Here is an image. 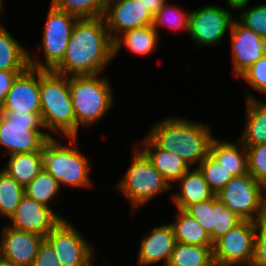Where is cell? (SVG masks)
Instances as JSON below:
<instances>
[{"label": "cell", "instance_id": "obj_10", "mask_svg": "<svg viewBox=\"0 0 266 266\" xmlns=\"http://www.w3.org/2000/svg\"><path fill=\"white\" fill-rule=\"evenodd\" d=\"M258 222L242 220L213 243V259L219 266H250Z\"/></svg>", "mask_w": 266, "mask_h": 266}, {"label": "cell", "instance_id": "obj_22", "mask_svg": "<svg viewBox=\"0 0 266 266\" xmlns=\"http://www.w3.org/2000/svg\"><path fill=\"white\" fill-rule=\"evenodd\" d=\"M246 98V124L239 140L246 148L266 144V101L255 99L250 94Z\"/></svg>", "mask_w": 266, "mask_h": 266}, {"label": "cell", "instance_id": "obj_47", "mask_svg": "<svg viewBox=\"0 0 266 266\" xmlns=\"http://www.w3.org/2000/svg\"><path fill=\"white\" fill-rule=\"evenodd\" d=\"M3 259L2 258V246H1V242H0V260Z\"/></svg>", "mask_w": 266, "mask_h": 266}, {"label": "cell", "instance_id": "obj_24", "mask_svg": "<svg viewBox=\"0 0 266 266\" xmlns=\"http://www.w3.org/2000/svg\"><path fill=\"white\" fill-rule=\"evenodd\" d=\"M6 165L3 170L25 188L44 168L43 152L10 155V159Z\"/></svg>", "mask_w": 266, "mask_h": 266}, {"label": "cell", "instance_id": "obj_15", "mask_svg": "<svg viewBox=\"0 0 266 266\" xmlns=\"http://www.w3.org/2000/svg\"><path fill=\"white\" fill-rule=\"evenodd\" d=\"M63 219L51 207L24 195L9 219L11 228L46 237Z\"/></svg>", "mask_w": 266, "mask_h": 266}, {"label": "cell", "instance_id": "obj_25", "mask_svg": "<svg viewBox=\"0 0 266 266\" xmlns=\"http://www.w3.org/2000/svg\"><path fill=\"white\" fill-rule=\"evenodd\" d=\"M29 67V53L0 22V70L25 71Z\"/></svg>", "mask_w": 266, "mask_h": 266}, {"label": "cell", "instance_id": "obj_32", "mask_svg": "<svg viewBox=\"0 0 266 266\" xmlns=\"http://www.w3.org/2000/svg\"><path fill=\"white\" fill-rule=\"evenodd\" d=\"M215 195L234 177L208 154L197 167Z\"/></svg>", "mask_w": 266, "mask_h": 266}, {"label": "cell", "instance_id": "obj_26", "mask_svg": "<svg viewBox=\"0 0 266 266\" xmlns=\"http://www.w3.org/2000/svg\"><path fill=\"white\" fill-rule=\"evenodd\" d=\"M176 220L170 222L177 242L213 247V242L199 223L184 210L177 209Z\"/></svg>", "mask_w": 266, "mask_h": 266}, {"label": "cell", "instance_id": "obj_23", "mask_svg": "<svg viewBox=\"0 0 266 266\" xmlns=\"http://www.w3.org/2000/svg\"><path fill=\"white\" fill-rule=\"evenodd\" d=\"M121 34L113 40V57L120 51L122 44L136 55H148L158 45L159 33L152 25L130 29Z\"/></svg>", "mask_w": 266, "mask_h": 266}, {"label": "cell", "instance_id": "obj_12", "mask_svg": "<svg viewBox=\"0 0 266 266\" xmlns=\"http://www.w3.org/2000/svg\"><path fill=\"white\" fill-rule=\"evenodd\" d=\"M230 10L215 5H205L190 12L189 31L193 42L213 46L231 29L234 17Z\"/></svg>", "mask_w": 266, "mask_h": 266}, {"label": "cell", "instance_id": "obj_16", "mask_svg": "<svg viewBox=\"0 0 266 266\" xmlns=\"http://www.w3.org/2000/svg\"><path fill=\"white\" fill-rule=\"evenodd\" d=\"M0 111L28 112L41 116L40 69L29 67L17 76Z\"/></svg>", "mask_w": 266, "mask_h": 266}, {"label": "cell", "instance_id": "obj_6", "mask_svg": "<svg viewBox=\"0 0 266 266\" xmlns=\"http://www.w3.org/2000/svg\"><path fill=\"white\" fill-rule=\"evenodd\" d=\"M43 128L36 113L0 111V146L8 154L43 152L46 141L51 137Z\"/></svg>", "mask_w": 266, "mask_h": 266}, {"label": "cell", "instance_id": "obj_41", "mask_svg": "<svg viewBox=\"0 0 266 266\" xmlns=\"http://www.w3.org/2000/svg\"><path fill=\"white\" fill-rule=\"evenodd\" d=\"M144 5L145 8L149 10V12L154 16L162 6L167 2V0H139Z\"/></svg>", "mask_w": 266, "mask_h": 266}, {"label": "cell", "instance_id": "obj_4", "mask_svg": "<svg viewBox=\"0 0 266 266\" xmlns=\"http://www.w3.org/2000/svg\"><path fill=\"white\" fill-rule=\"evenodd\" d=\"M109 79L97 75L69 76V90L75 113V137L79 126L90 127L102 119L113 103Z\"/></svg>", "mask_w": 266, "mask_h": 266}, {"label": "cell", "instance_id": "obj_13", "mask_svg": "<svg viewBox=\"0 0 266 266\" xmlns=\"http://www.w3.org/2000/svg\"><path fill=\"white\" fill-rule=\"evenodd\" d=\"M103 18L112 40L127 30L153 23V15L139 0H110Z\"/></svg>", "mask_w": 266, "mask_h": 266}, {"label": "cell", "instance_id": "obj_42", "mask_svg": "<svg viewBox=\"0 0 266 266\" xmlns=\"http://www.w3.org/2000/svg\"><path fill=\"white\" fill-rule=\"evenodd\" d=\"M250 2V0H227L228 5H230L232 7V9H235V5L241 2Z\"/></svg>", "mask_w": 266, "mask_h": 266}, {"label": "cell", "instance_id": "obj_19", "mask_svg": "<svg viewBox=\"0 0 266 266\" xmlns=\"http://www.w3.org/2000/svg\"><path fill=\"white\" fill-rule=\"evenodd\" d=\"M141 143L140 149L172 188L174 186L172 181H178L191 168L175 153L158 148L147 136Z\"/></svg>", "mask_w": 266, "mask_h": 266}, {"label": "cell", "instance_id": "obj_1", "mask_svg": "<svg viewBox=\"0 0 266 266\" xmlns=\"http://www.w3.org/2000/svg\"><path fill=\"white\" fill-rule=\"evenodd\" d=\"M113 58V40L104 18H78L64 58L53 71L68 77L97 75Z\"/></svg>", "mask_w": 266, "mask_h": 266}, {"label": "cell", "instance_id": "obj_11", "mask_svg": "<svg viewBox=\"0 0 266 266\" xmlns=\"http://www.w3.org/2000/svg\"><path fill=\"white\" fill-rule=\"evenodd\" d=\"M45 239L55 250L61 266H89L93 262L91 244L63 219Z\"/></svg>", "mask_w": 266, "mask_h": 266}, {"label": "cell", "instance_id": "obj_2", "mask_svg": "<svg viewBox=\"0 0 266 266\" xmlns=\"http://www.w3.org/2000/svg\"><path fill=\"white\" fill-rule=\"evenodd\" d=\"M147 137L160 149L175 153L190 167L199 165L209 154L214 138L210 126L179 117H168L155 124Z\"/></svg>", "mask_w": 266, "mask_h": 266}, {"label": "cell", "instance_id": "obj_31", "mask_svg": "<svg viewBox=\"0 0 266 266\" xmlns=\"http://www.w3.org/2000/svg\"><path fill=\"white\" fill-rule=\"evenodd\" d=\"M213 243L220 237L227 234L232 228L237 226L242 219L232 212L215 195L213 197Z\"/></svg>", "mask_w": 266, "mask_h": 266}, {"label": "cell", "instance_id": "obj_43", "mask_svg": "<svg viewBox=\"0 0 266 266\" xmlns=\"http://www.w3.org/2000/svg\"><path fill=\"white\" fill-rule=\"evenodd\" d=\"M0 266H15L12 263H10L9 261L5 260V259H1L0 260Z\"/></svg>", "mask_w": 266, "mask_h": 266}, {"label": "cell", "instance_id": "obj_18", "mask_svg": "<svg viewBox=\"0 0 266 266\" xmlns=\"http://www.w3.org/2000/svg\"><path fill=\"white\" fill-rule=\"evenodd\" d=\"M177 241L170 223L154 227L143 236L137 260L140 266H149L159 261L167 266Z\"/></svg>", "mask_w": 266, "mask_h": 266}, {"label": "cell", "instance_id": "obj_35", "mask_svg": "<svg viewBox=\"0 0 266 266\" xmlns=\"http://www.w3.org/2000/svg\"><path fill=\"white\" fill-rule=\"evenodd\" d=\"M248 173L263 185L266 183V144L247 147Z\"/></svg>", "mask_w": 266, "mask_h": 266}, {"label": "cell", "instance_id": "obj_40", "mask_svg": "<svg viewBox=\"0 0 266 266\" xmlns=\"http://www.w3.org/2000/svg\"><path fill=\"white\" fill-rule=\"evenodd\" d=\"M24 71L0 70V108L6 99V95L12 87L13 81Z\"/></svg>", "mask_w": 266, "mask_h": 266}, {"label": "cell", "instance_id": "obj_5", "mask_svg": "<svg viewBox=\"0 0 266 266\" xmlns=\"http://www.w3.org/2000/svg\"><path fill=\"white\" fill-rule=\"evenodd\" d=\"M68 146L50 137L43 147V166L59 184L72 187H91L88 159L77 148V137H67Z\"/></svg>", "mask_w": 266, "mask_h": 266}, {"label": "cell", "instance_id": "obj_37", "mask_svg": "<svg viewBox=\"0 0 266 266\" xmlns=\"http://www.w3.org/2000/svg\"><path fill=\"white\" fill-rule=\"evenodd\" d=\"M241 77L259 93L266 95V55L253 63Z\"/></svg>", "mask_w": 266, "mask_h": 266}, {"label": "cell", "instance_id": "obj_8", "mask_svg": "<svg viewBox=\"0 0 266 266\" xmlns=\"http://www.w3.org/2000/svg\"><path fill=\"white\" fill-rule=\"evenodd\" d=\"M217 197L242 220L259 223L266 216L264 185L249 173L234 176Z\"/></svg>", "mask_w": 266, "mask_h": 266}, {"label": "cell", "instance_id": "obj_21", "mask_svg": "<svg viewBox=\"0 0 266 266\" xmlns=\"http://www.w3.org/2000/svg\"><path fill=\"white\" fill-rule=\"evenodd\" d=\"M209 154L233 176L248 173L247 148L240 140L238 143L223 142L214 137L209 146Z\"/></svg>", "mask_w": 266, "mask_h": 266}, {"label": "cell", "instance_id": "obj_36", "mask_svg": "<svg viewBox=\"0 0 266 266\" xmlns=\"http://www.w3.org/2000/svg\"><path fill=\"white\" fill-rule=\"evenodd\" d=\"M213 198L204 202L194 203L184 211L193 217L206 230L213 242Z\"/></svg>", "mask_w": 266, "mask_h": 266}, {"label": "cell", "instance_id": "obj_44", "mask_svg": "<svg viewBox=\"0 0 266 266\" xmlns=\"http://www.w3.org/2000/svg\"><path fill=\"white\" fill-rule=\"evenodd\" d=\"M204 266H219V264L214 259H212L207 265Z\"/></svg>", "mask_w": 266, "mask_h": 266}, {"label": "cell", "instance_id": "obj_9", "mask_svg": "<svg viewBox=\"0 0 266 266\" xmlns=\"http://www.w3.org/2000/svg\"><path fill=\"white\" fill-rule=\"evenodd\" d=\"M78 18L50 4L43 30V52L45 63L33 58L29 53L30 67L53 70L64 58L65 50Z\"/></svg>", "mask_w": 266, "mask_h": 266}, {"label": "cell", "instance_id": "obj_27", "mask_svg": "<svg viewBox=\"0 0 266 266\" xmlns=\"http://www.w3.org/2000/svg\"><path fill=\"white\" fill-rule=\"evenodd\" d=\"M213 247L177 242L167 266H204L213 259Z\"/></svg>", "mask_w": 266, "mask_h": 266}, {"label": "cell", "instance_id": "obj_45", "mask_svg": "<svg viewBox=\"0 0 266 266\" xmlns=\"http://www.w3.org/2000/svg\"><path fill=\"white\" fill-rule=\"evenodd\" d=\"M2 11H3V0H0V12L3 13Z\"/></svg>", "mask_w": 266, "mask_h": 266}, {"label": "cell", "instance_id": "obj_14", "mask_svg": "<svg viewBox=\"0 0 266 266\" xmlns=\"http://www.w3.org/2000/svg\"><path fill=\"white\" fill-rule=\"evenodd\" d=\"M233 72L240 77L253 63L266 55V39L243 26L238 20L231 25Z\"/></svg>", "mask_w": 266, "mask_h": 266}, {"label": "cell", "instance_id": "obj_17", "mask_svg": "<svg viewBox=\"0 0 266 266\" xmlns=\"http://www.w3.org/2000/svg\"><path fill=\"white\" fill-rule=\"evenodd\" d=\"M2 258L15 266H32L45 237L10 226L2 229Z\"/></svg>", "mask_w": 266, "mask_h": 266}, {"label": "cell", "instance_id": "obj_28", "mask_svg": "<svg viewBox=\"0 0 266 266\" xmlns=\"http://www.w3.org/2000/svg\"><path fill=\"white\" fill-rule=\"evenodd\" d=\"M60 184L59 182L44 168L37 174V176L24 188L25 195L34 199L38 203L50 207V202L54 197L59 196Z\"/></svg>", "mask_w": 266, "mask_h": 266}, {"label": "cell", "instance_id": "obj_39", "mask_svg": "<svg viewBox=\"0 0 266 266\" xmlns=\"http://www.w3.org/2000/svg\"><path fill=\"white\" fill-rule=\"evenodd\" d=\"M32 266H61L55 250L46 239L40 245Z\"/></svg>", "mask_w": 266, "mask_h": 266}, {"label": "cell", "instance_id": "obj_20", "mask_svg": "<svg viewBox=\"0 0 266 266\" xmlns=\"http://www.w3.org/2000/svg\"><path fill=\"white\" fill-rule=\"evenodd\" d=\"M177 183L180 184V193L172 195V200L179 210H185L191 204L204 202L215 196L197 167L189 169Z\"/></svg>", "mask_w": 266, "mask_h": 266}, {"label": "cell", "instance_id": "obj_46", "mask_svg": "<svg viewBox=\"0 0 266 266\" xmlns=\"http://www.w3.org/2000/svg\"><path fill=\"white\" fill-rule=\"evenodd\" d=\"M264 199H265V205H266V183L264 184Z\"/></svg>", "mask_w": 266, "mask_h": 266}, {"label": "cell", "instance_id": "obj_3", "mask_svg": "<svg viewBox=\"0 0 266 266\" xmlns=\"http://www.w3.org/2000/svg\"><path fill=\"white\" fill-rule=\"evenodd\" d=\"M40 103L43 130L75 137V113L69 77L53 70H40Z\"/></svg>", "mask_w": 266, "mask_h": 266}, {"label": "cell", "instance_id": "obj_30", "mask_svg": "<svg viewBox=\"0 0 266 266\" xmlns=\"http://www.w3.org/2000/svg\"><path fill=\"white\" fill-rule=\"evenodd\" d=\"M51 4L77 18L103 17L107 2L105 0H51Z\"/></svg>", "mask_w": 266, "mask_h": 266}, {"label": "cell", "instance_id": "obj_34", "mask_svg": "<svg viewBox=\"0 0 266 266\" xmlns=\"http://www.w3.org/2000/svg\"><path fill=\"white\" fill-rule=\"evenodd\" d=\"M189 17L190 12L184 14L181 8L176 6H170L167 2L162 6V8L153 16V28L159 32L157 29L159 26H168L173 29H185L188 33L189 31Z\"/></svg>", "mask_w": 266, "mask_h": 266}, {"label": "cell", "instance_id": "obj_7", "mask_svg": "<svg viewBox=\"0 0 266 266\" xmlns=\"http://www.w3.org/2000/svg\"><path fill=\"white\" fill-rule=\"evenodd\" d=\"M139 148H135L130 166L116 186L131 202L133 210H137L157 194L172 188Z\"/></svg>", "mask_w": 266, "mask_h": 266}, {"label": "cell", "instance_id": "obj_29", "mask_svg": "<svg viewBox=\"0 0 266 266\" xmlns=\"http://www.w3.org/2000/svg\"><path fill=\"white\" fill-rule=\"evenodd\" d=\"M24 195V187L2 169L0 171V215L7 217V220L10 219Z\"/></svg>", "mask_w": 266, "mask_h": 266}, {"label": "cell", "instance_id": "obj_33", "mask_svg": "<svg viewBox=\"0 0 266 266\" xmlns=\"http://www.w3.org/2000/svg\"><path fill=\"white\" fill-rule=\"evenodd\" d=\"M248 1L235 5V9L241 11L237 20L246 28L266 39V3L245 9ZM244 9V10H242Z\"/></svg>", "mask_w": 266, "mask_h": 266}, {"label": "cell", "instance_id": "obj_38", "mask_svg": "<svg viewBox=\"0 0 266 266\" xmlns=\"http://www.w3.org/2000/svg\"><path fill=\"white\" fill-rule=\"evenodd\" d=\"M250 266H266V216L258 223Z\"/></svg>", "mask_w": 266, "mask_h": 266}]
</instances>
